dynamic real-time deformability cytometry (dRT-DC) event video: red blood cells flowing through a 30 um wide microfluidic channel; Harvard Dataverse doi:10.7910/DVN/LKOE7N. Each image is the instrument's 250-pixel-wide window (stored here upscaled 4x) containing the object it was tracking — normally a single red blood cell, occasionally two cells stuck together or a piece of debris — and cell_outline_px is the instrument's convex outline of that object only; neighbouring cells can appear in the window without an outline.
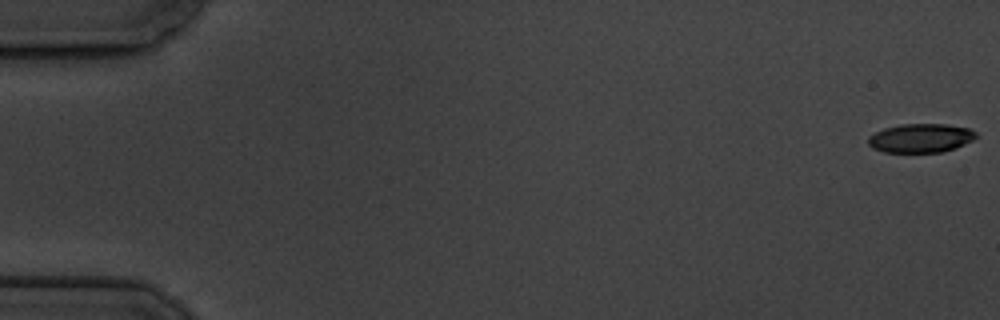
{"species": "common noctule bat (a hibernating species)", "species_latin": "Nyctalus noctula", "temperature_condition": "cold", "stored_images_in_passage": 7, "camera_frame_rate_fps": 3000, "um_per_image_px": 0.085, "animal": {"sex": "male", "body_mass_g": 19.5, "forearm_length_mm": 54.6}, "frame": {"image": 1, "passage_image": 1, "time_ms": 0.0, "image_size_px": [1000, 320], "cell_outline_px": [[980, 136], [956, 148], [940, 152], [884, 152], [872, 148], [868, 144], [868, 136], [884, 128], [900, 124], [948, 124], [968, 128], [976, 132]], "centroid_in_image_um": [78.27, 11.73], "position_along_channel_um": 6.7, "area_um2": 18.26}}